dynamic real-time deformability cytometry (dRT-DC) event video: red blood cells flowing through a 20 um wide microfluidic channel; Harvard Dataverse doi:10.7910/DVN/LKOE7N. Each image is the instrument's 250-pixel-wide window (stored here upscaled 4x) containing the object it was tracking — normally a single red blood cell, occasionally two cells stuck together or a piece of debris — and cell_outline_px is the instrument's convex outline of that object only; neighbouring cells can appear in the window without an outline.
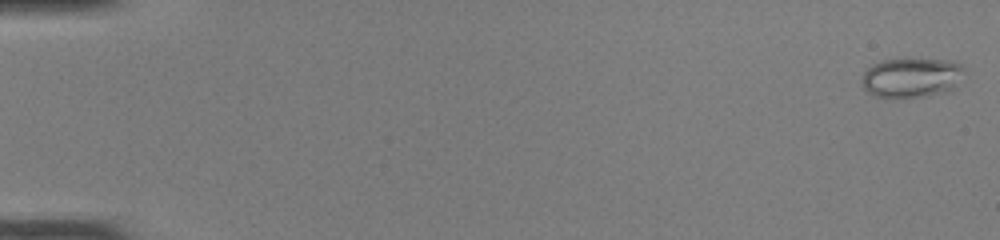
{"species": "common noctule bat (a hibernating species)", "species_latin": "Nyctalus noctula", "temperature_condition": "room temperature", "stored_images_in_passage": 50, "camera_frame_rate_fps": 3000, "um_per_image_px": 0.085, "animal": {"sex": "female", "body_mass_g": 22.0, "forearm_length_mm": 56.7}, "frame": {"image": 1, "passage_image": 1, "time_ms": 0.0, "image_size_px": [1000, 240], "cell_outline_px": [[964, 68], [952, 88], [944, 92], [928, 96], [876, 96], [868, 92], [864, 88], [860, 80], [864, 72], [872, 64], [884, 60], [944, 60], [960, 64]], "centroid_in_image_um": [77.41, 6.59], "position_along_channel_um": 7.6, "area_um2": 22.77}}
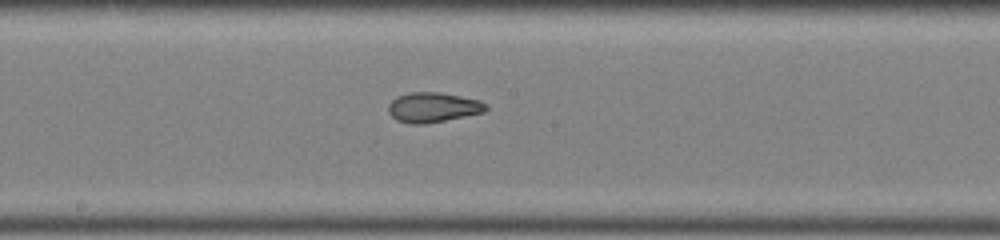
{"frame": {"image": 2, "passage_image": 28, "time_ms": 9.0, "image_size_px": [1000, 240], "cell_outline_px": [[488, 108], [484, 112], [424, 124], [412, 124], [396, 120], [388, 112], [388, 104], [396, 96], [408, 92], [440, 92], [480, 100], [488, 104]], "centroid_in_image_um": [36.79, 9.11], "position_along_channel_um": 211.4, "area_um2": 17.05}}
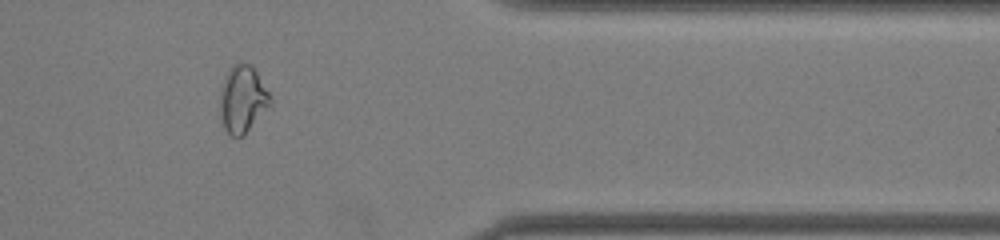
{"frame": {"image": 3, "passage_image": 42, "time_ms": 13.667, "image_size_px": [1000, 240], "cell_outline_px": [[272, 100], [248, 128], [240, 136], [232, 136], [224, 128], [220, 116], [220, 96], [224, 76], [232, 64], [240, 60], [252, 64], [268, 92]], "centroid_in_image_um": [20.57, 8.33], "position_along_channel_um": 390.8, "area_um2": 19.13}, "authors_computed_cell_mechanics": {"area_um2": 20.3745, "velocity_mm_per_s": 4.1362, "shape_relaxation_time_tau1_ms": null, "shape_relaxation_time_tau2_ms": 1.6584, "deformation_change_tau1": null, "deformation_change_tau2": 0.0644}}